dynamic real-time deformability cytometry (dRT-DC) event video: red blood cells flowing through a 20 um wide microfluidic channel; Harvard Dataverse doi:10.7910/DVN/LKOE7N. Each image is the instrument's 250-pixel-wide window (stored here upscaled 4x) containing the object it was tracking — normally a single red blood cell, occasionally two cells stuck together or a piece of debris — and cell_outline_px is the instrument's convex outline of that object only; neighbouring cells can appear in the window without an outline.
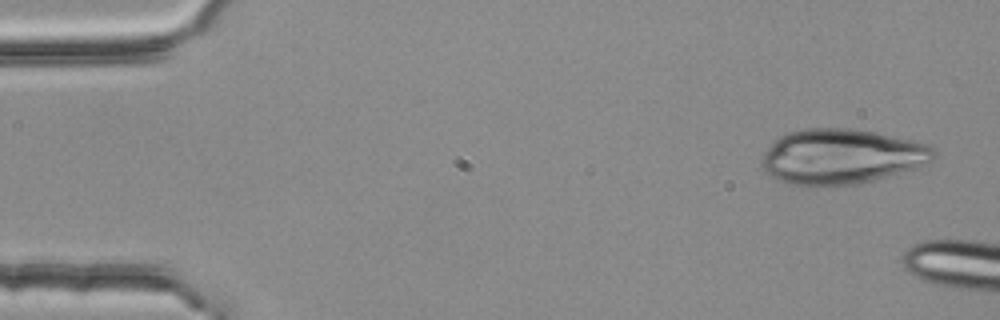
{"species": "common noctule bat (a hibernating species)", "species_latin": "Nyctalus noctula", "temperature_condition": "room temperature", "stored_images_in_passage": 3, "camera_frame_rate_fps": 3000, "um_per_image_px": 0.085, "animal": {"sex": "female", "body_mass_g": 25.1}, "frame": {"image": 1, "passage_image": 1, "time_ms": 0.0, "image_size_px": [1000, 320], "cell_outline_px": [[936, 156], [932, 160], [912, 168], [876, 180], [856, 184], [788, 184], [772, 176], [764, 168], [760, 160], [764, 152], [780, 136], [788, 132], [804, 128], [848, 128], [872, 132], [928, 144], [936, 152]], "centroid_in_image_um": [71.51, 13.29], "position_along_channel_um": 13.5, "area_um2": 54.16}}